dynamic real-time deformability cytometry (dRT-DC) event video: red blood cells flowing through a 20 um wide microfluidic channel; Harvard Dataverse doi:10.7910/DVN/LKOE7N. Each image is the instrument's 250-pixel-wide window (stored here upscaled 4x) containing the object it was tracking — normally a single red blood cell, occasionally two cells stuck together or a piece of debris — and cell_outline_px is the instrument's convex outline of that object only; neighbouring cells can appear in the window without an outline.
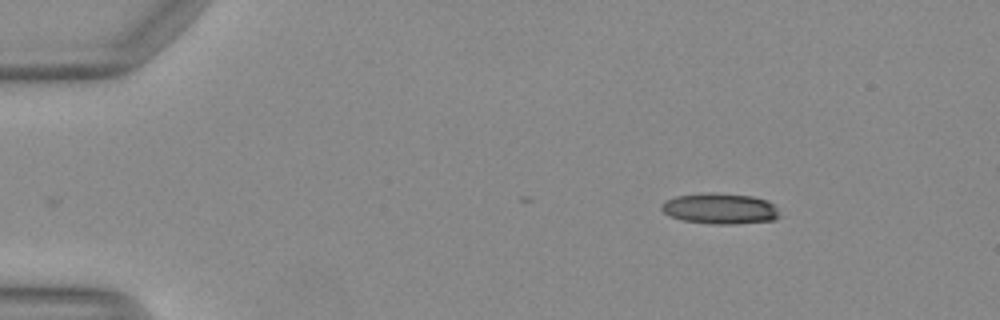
{"species": "Egyptian fruit bat (a non-hibernating species)", "species_latin": "Rousettus aegyptiacus", "temperature_condition": "warm", "stored_images_in_passage": 35, "camera_frame_rate_fps": 3000, "um_per_image_px": 0.085, "animal": {"sex": "female"}, "frame": {"image": 1, "passage_image": 1, "time_ms": 0.0, "image_size_px": [1000, 320], "cell_outline_px": [[780, 216], [776, 220], [732, 224], [712, 224], [684, 220], [672, 216], [664, 212], [660, 208], [660, 204], [664, 200], [676, 196], [704, 192], [712, 192], [752, 196], [768, 200], [776, 208]], "centroid_in_image_um": [61.19, 17.72], "position_along_channel_um": 23.8, "area_um2": 21.27}}
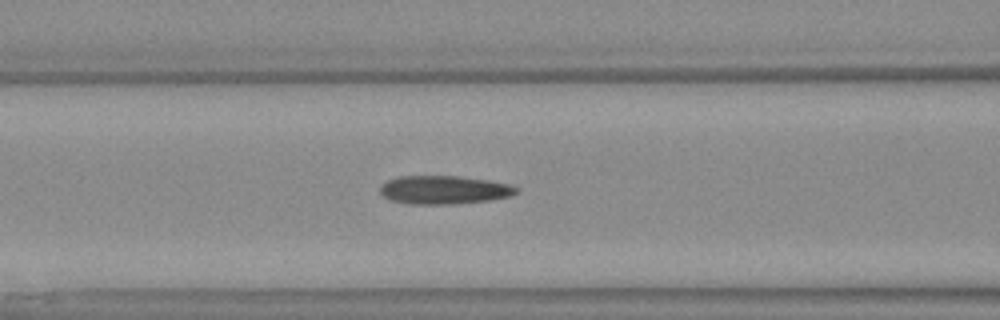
{"frame": {"image": 2, "passage_image": 15, "time_ms": 4.667, "image_size_px": [1000, 320], "cell_outline_px": [[516, 192], [508, 196], [488, 200], [452, 204], [408, 204], [392, 200], [384, 196], [380, 192], [380, 188], [388, 180], [400, 176], [460, 176], [488, 180], [508, 184], [516, 188]], "centroid_in_image_um": [37.7, 16.13], "position_along_channel_um": 128.9, "area_um2": 22.2}}
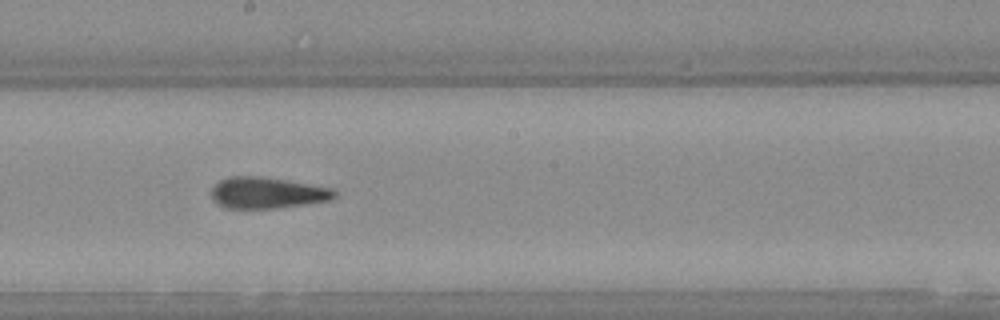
{"frame": {"image": 3, "passage_image": 22, "time_ms": 7.0, "image_size_px": [1000, 320], "cell_outline_px": [[336, 196], [328, 200], [272, 208], [228, 208], [216, 204], [212, 200], [212, 188], [220, 180], [228, 176], [260, 176], [332, 188], [336, 192]], "centroid_in_image_um": [22.64, 16.38], "position_along_channel_um": 225.6, "area_um2": 22.02}, "authors_computed_cell_mechanics": {"area_um2": 22.1952, "velocity_mm_per_s": 4.1487, "shape_relaxation_time_tau1_ms": 5.8991, "shape_relaxation_time_tau2_ms": 1.8432, "deformation_change_tau1": 0.2319, "deformation_change_tau2": 0.1254}}